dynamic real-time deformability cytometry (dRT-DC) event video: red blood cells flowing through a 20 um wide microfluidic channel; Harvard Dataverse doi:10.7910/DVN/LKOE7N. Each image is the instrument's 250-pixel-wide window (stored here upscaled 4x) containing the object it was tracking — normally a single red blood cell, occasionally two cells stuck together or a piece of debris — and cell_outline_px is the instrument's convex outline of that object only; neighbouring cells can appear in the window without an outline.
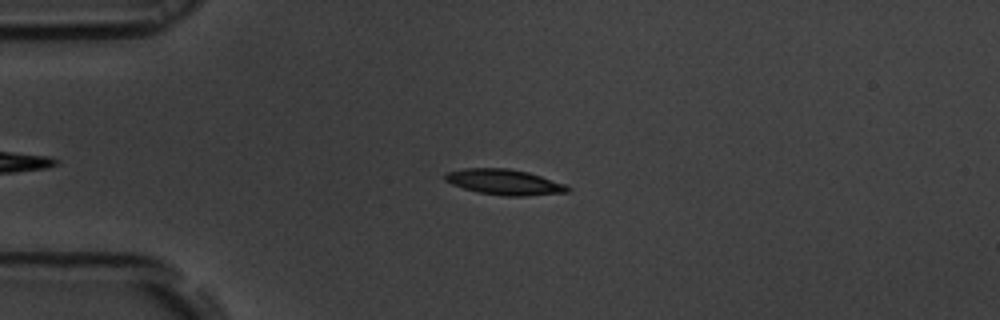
{"species": "common noctule bat (a hibernating species)", "species_latin": "Nyctalus noctula", "temperature_condition": "room temperature", "stored_images_in_passage": 50, "camera_frame_rate_fps": 3000, "um_per_image_px": 0.085, "animal": {"sex": "male", "body_mass_g": 19.5, "forearm_length_mm": 54.6}, "frame": {"image": 1, "passage_image": 13, "time_ms": 4.0, "image_size_px": [1000, 320], "cell_outline_px": [[572, 188], [568, 192], [524, 196], [504, 196], [476, 192], [452, 184], [444, 180], [444, 172], [464, 168], [508, 168], [528, 172], [564, 184]], "centroid_in_image_um": [42.83, 15.47], "position_along_channel_um": 42.2, "area_um2": 18.26}}
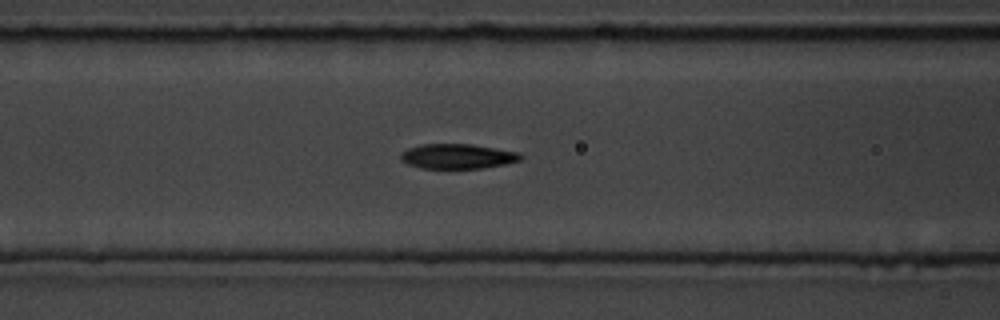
{"frame": {"image": 2, "passage_image": 22, "time_ms": 7.0, "image_size_px": [1000, 320], "cell_outline_px": [[524, 156], [520, 160], [504, 164], [480, 168], [420, 168], [408, 164], [400, 160], [400, 152], [408, 148], [420, 144], [472, 144], [520, 152]], "centroid_in_image_um": [38.87, 13.28], "position_along_channel_um": 127.7, "area_um2": 17.46}}
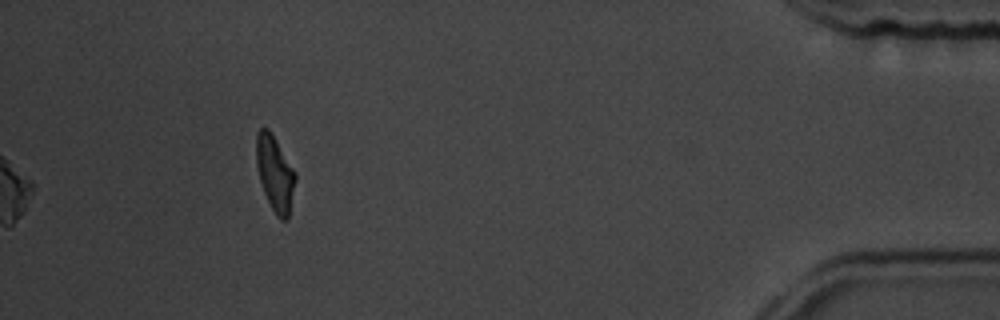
{"frame": {"image": 3, "passage_image": 50, "time_ms": 16.333, "image_size_px": [1000, 320], "cell_outline_px": [[296, 180], [288, 220], [280, 220], [276, 216], [264, 192], [260, 180], [256, 164], [256, 132], [260, 128], [268, 128], [272, 132], [296, 172]], "centroid_in_image_um": [23.38, 14.72], "position_along_channel_um": 411.8, "area_um2": 17.34}, "authors_computed_cell_mechanics": {"area_um2": 18.0336, "velocity_mm_per_s": 3.6906, "shape_relaxation_time_tau1_ms": 2.5584, "shape_relaxation_time_tau2_ms": 2.0852, "deformation_change_tau1": 0.1872, "deformation_change_tau2": 0.0906}}